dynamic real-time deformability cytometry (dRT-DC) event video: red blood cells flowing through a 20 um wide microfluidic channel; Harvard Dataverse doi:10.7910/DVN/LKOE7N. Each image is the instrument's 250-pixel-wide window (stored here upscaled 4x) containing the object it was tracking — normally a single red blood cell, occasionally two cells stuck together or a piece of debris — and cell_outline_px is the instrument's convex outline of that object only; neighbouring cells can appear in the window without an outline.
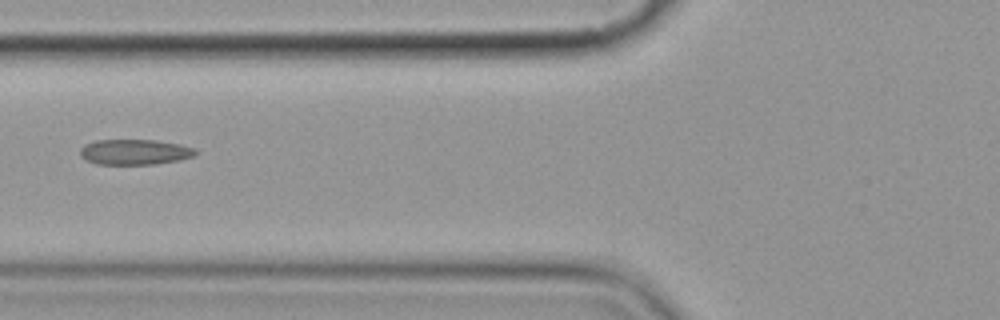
{"species": "common noctule bat (a hibernating species)", "species_latin": "Nyctalus noctula", "temperature_condition": "cold", "stored_images_in_passage": 4, "camera_frame_rate_fps": 3000, "um_per_image_px": 0.085, "animal": {"sex": "female", "body_mass_g": 19.9}, "frame": {"image": 1, "passage_image": 2, "time_ms": 2.0, "image_size_px": [1000, 320], "cell_outline_px": [[200, 152], [196, 156], [180, 160], [156, 164], [96, 164], [80, 156], [80, 148], [84, 144], [96, 140], [156, 140], [180, 144], [196, 148]], "centroid_in_image_um": [11.51, 12.92], "position_along_channel_um": 114.3, "area_um2": 17.34}}
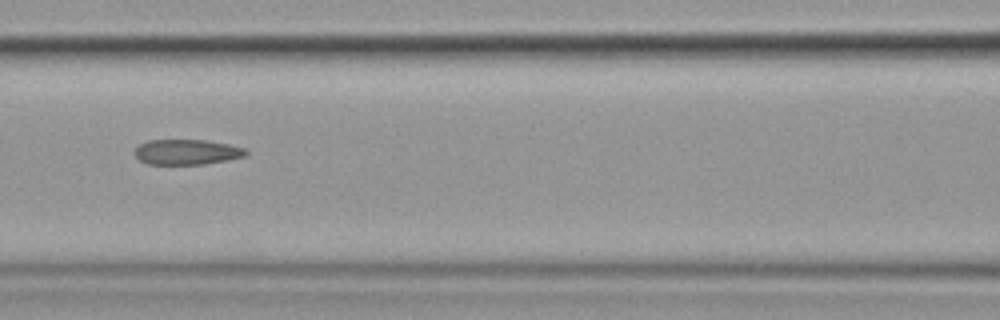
{"frame": {"image": 2, "passage_image": 3, "time_ms": 3.0, "image_size_px": [1000, 320], "cell_outline_px": [[248, 152], [244, 156], [204, 164], [148, 164], [140, 160], [132, 152], [140, 144], [148, 140], [204, 140], [228, 144], [244, 148]], "centroid_in_image_um": [15.83, 12.92], "position_along_channel_um": 150.8, "area_um2": 16.18}}
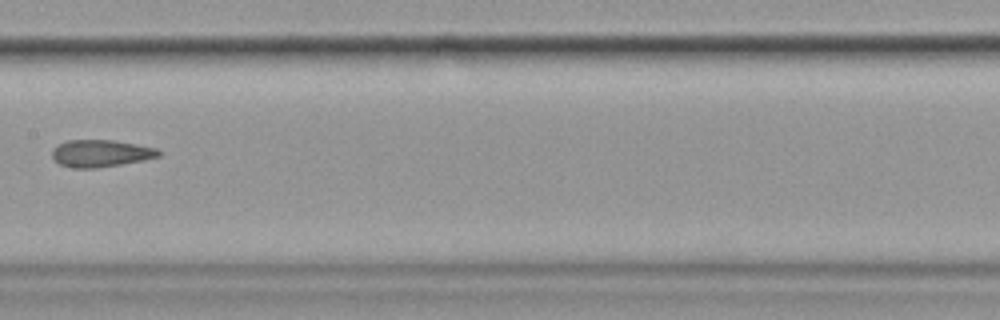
{"frame": {"image": 3, "passage_image": 4, "time_ms": 4.333, "image_size_px": [1000, 320], "cell_outline_px": [[160, 156], [120, 164], [96, 168], [72, 168], [60, 164], [52, 156], [52, 148], [68, 140], [112, 140], [136, 144], [156, 148], [160, 152]], "centroid_in_image_um": [8.53, 13.03], "position_along_channel_um": 198.9, "area_um2": 16.59}}